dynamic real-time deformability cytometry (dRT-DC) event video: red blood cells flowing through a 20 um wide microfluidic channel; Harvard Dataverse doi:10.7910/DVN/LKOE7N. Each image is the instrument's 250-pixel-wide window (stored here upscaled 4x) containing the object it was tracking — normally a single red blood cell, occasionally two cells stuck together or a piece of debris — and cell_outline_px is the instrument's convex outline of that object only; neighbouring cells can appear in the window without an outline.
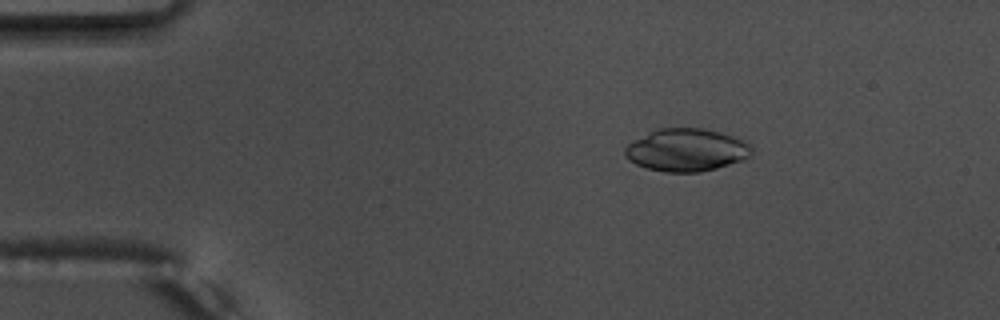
{"species": "common noctule bat (a hibernating species)", "species_latin": "Nyctalus noctula", "temperature_condition": "warm", "stored_images_in_passage": 55, "camera_frame_rate_fps": 3000, "um_per_image_px": 0.085, "animal": {"sex": "male", "body_mass_g": 17.5, "forearm_length_mm": 52.3}, "frame": {"image": 1, "passage_image": 10, "time_ms": 3.0, "image_size_px": [1000, 320], "cell_outline_px": [[752, 156], [716, 168], [700, 172], [664, 172], [648, 168], [636, 164], [628, 160], [624, 156], [624, 148], [628, 144], [660, 128], [704, 128], [720, 132], [744, 140], [752, 144]], "centroid_in_image_um": [58.37, 12.75], "position_along_channel_um": 26.6, "area_um2": 31.33}}
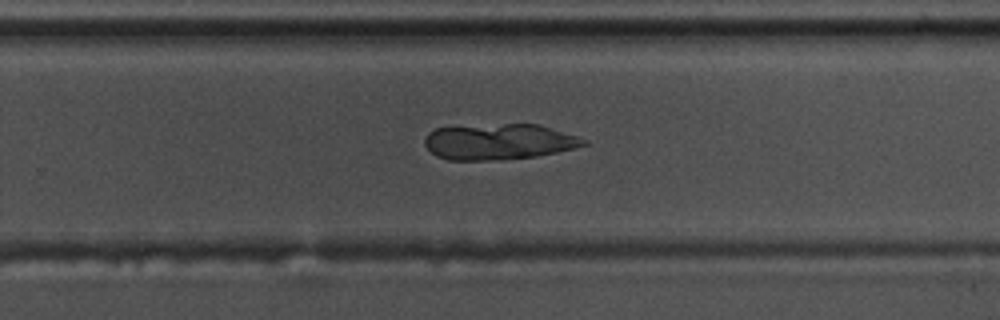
{"frame": {"image": 2, "passage_image": 36, "time_ms": 11.667, "image_size_px": [1000, 320], "cell_outline_px": [[588, 144], [556, 152], [536, 156], [500, 160], [448, 160], [436, 156], [424, 144], [424, 136], [428, 132], [436, 128], [504, 124], [540, 124], [580, 136], [588, 140]], "centroid_in_image_um": [42.43, 12.05], "position_along_channel_um": 287.4, "area_um2": 33.29}}
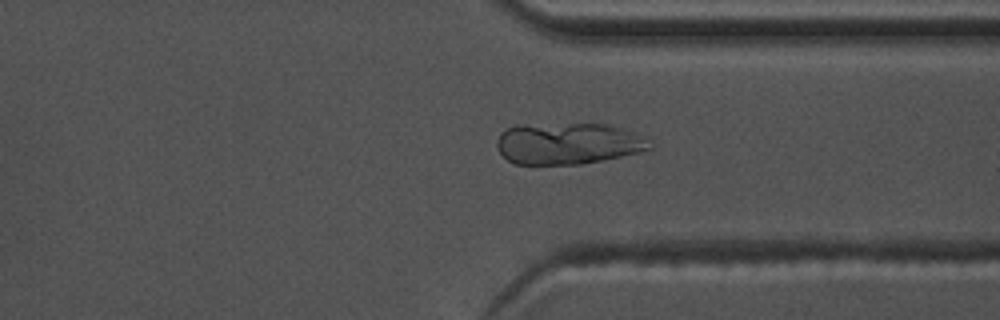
{"frame": {"image": 3, "passage_image": 42, "time_ms": 13.667, "image_size_px": [1000, 320], "cell_outline_px": [[652, 148], [604, 160], [580, 164], [516, 164], [508, 160], [500, 152], [496, 144], [496, 140], [500, 132], [516, 124], [612, 124], [632, 132]], "centroid_in_image_um": [48.16, 12.19], "position_along_channel_um": 363.2, "area_um2": 36.53}}